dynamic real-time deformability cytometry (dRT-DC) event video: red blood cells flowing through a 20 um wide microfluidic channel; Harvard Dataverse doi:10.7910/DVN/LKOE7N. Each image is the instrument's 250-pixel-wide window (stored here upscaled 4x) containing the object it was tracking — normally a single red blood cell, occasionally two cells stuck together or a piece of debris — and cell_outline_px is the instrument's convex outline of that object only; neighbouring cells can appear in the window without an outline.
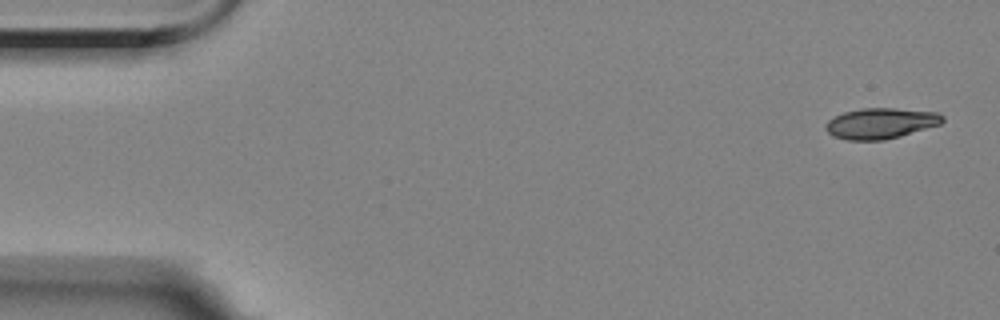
{"species": "Egyptian fruit bat (a non-hibernating species)", "species_latin": "Rousettus aegyptiacus", "temperature_condition": "room temperature", "stored_images_in_passage": 4, "camera_frame_rate_fps": 3000, "um_per_image_px": 0.085, "animal": {"sex": "female"}, "frame": {"image": 1, "passage_image": 1, "time_ms": 0.0, "image_size_px": [1000, 320], "cell_outline_px": [[944, 120], [940, 124], [900, 136], [884, 140], [848, 140], [832, 136], [824, 128], [828, 120], [844, 112], [860, 108], [896, 108], [936, 112], [944, 116]], "centroid_in_image_um": [74.84, 10.48], "position_along_channel_um": 10.2, "area_um2": 20.87}}
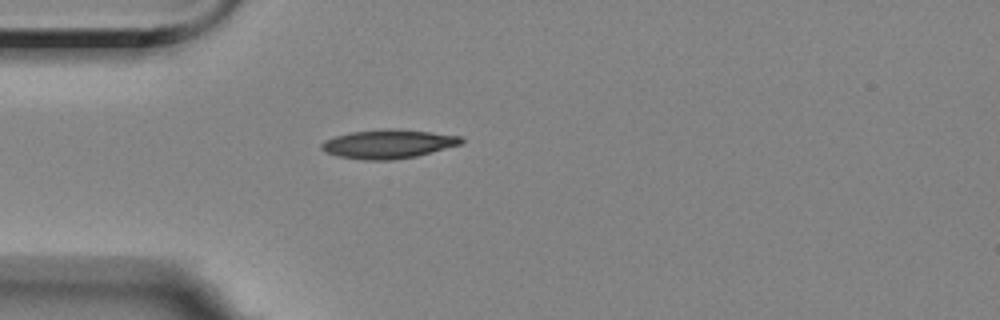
{"frame": {"image": 2, "passage_image": 4, "time_ms": 4.333, "image_size_px": [1000, 320], "cell_outline_px": [[464, 140], [460, 144], [416, 156], [392, 160], [364, 160], [340, 156], [328, 152], [320, 148], [320, 144], [324, 140], [336, 136], [352, 132], [384, 128], [396, 128], [464, 136]], "centroid_in_image_um": [33.01, 12.22], "position_along_channel_um": 52.0, "area_um2": 23.41}}